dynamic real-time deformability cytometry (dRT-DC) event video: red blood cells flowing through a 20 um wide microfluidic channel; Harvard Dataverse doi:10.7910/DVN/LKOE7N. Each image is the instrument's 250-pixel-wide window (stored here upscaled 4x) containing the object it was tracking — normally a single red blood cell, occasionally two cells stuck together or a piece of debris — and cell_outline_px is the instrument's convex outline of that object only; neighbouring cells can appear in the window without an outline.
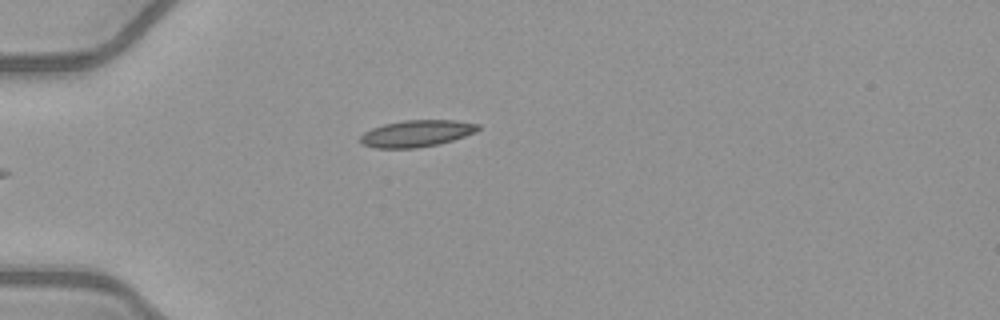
{"species": "common noctule bat (a hibernating species)", "species_latin": "Nyctalus noctula", "temperature_condition": "warm", "stored_images_in_passage": 30, "camera_frame_rate_fps": 3000, "um_per_image_px": 0.085, "animal": {"sex": "female", "body_mass_g": 21.9}, "frame": {"image": 1, "passage_image": 1, "time_ms": 0.0, "image_size_px": [1000, 320], "cell_outline_px": [[480, 128], [476, 132], [440, 144], [416, 148], [376, 148], [360, 144], [360, 136], [364, 132], [372, 128], [384, 124], [404, 120], [452, 120], [480, 124]], "centroid_in_image_um": [35.39, 11.35], "position_along_channel_um": 49.6, "area_um2": 18.38}}
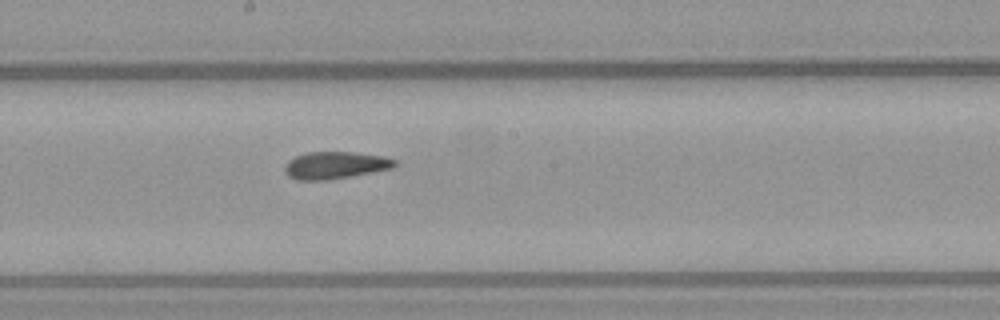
{"frame": {"image": 2, "passage_image": 15, "time_ms": 4.667, "image_size_px": [1000, 320], "cell_outline_px": [[396, 164], [392, 168], [372, 172], [324, 180], [296, 180], [288, 176], [284, 168], [288, 160], [296, 156], [308, 152], [352, 152], [384, 156], [396, 160]], "centroid_in_image_um": [28.47, 14.04], "position_along_channel_um": 219.7, "area_um2": 17.22}}
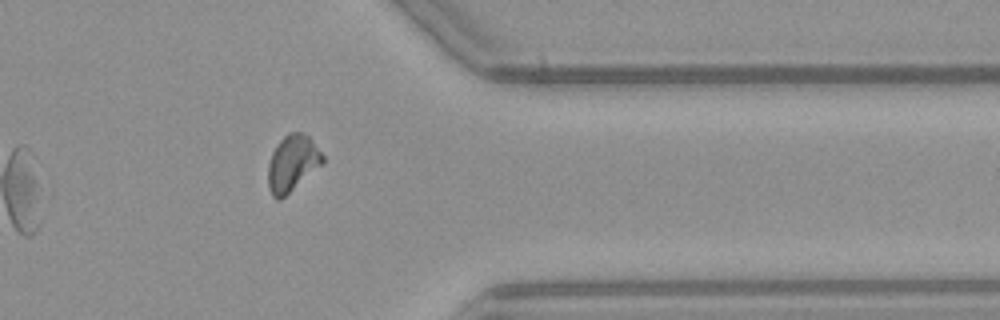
{"frame": {"image": 3, "passage_image": 28, "time_ms": 9.0, "image_size_px": [1000, 320], "cell_outline_px": [[324, 164], [280, 200], [276, 200], [272, 196], [268, 184], [268, 164], [272, 152], [276, 144], [288, 132], [304, 132], [312, 140], [324, 156]], "centroid_in_image_um": [24.86, 13.87], "position_along_channel_um": 386.5, "area_um2": 18.09}, "authors_computed_cell_mechanics": {"area_um2": 17.5712, "velocity_mm_per_s": 4.0688, "shape_relaxation_time_tau1_ms": null, "shape_relaxation_time_tau2_ms": 2.7419, "deformation_change_tau1": null, "deformation_change_tau2": 0.0954}}